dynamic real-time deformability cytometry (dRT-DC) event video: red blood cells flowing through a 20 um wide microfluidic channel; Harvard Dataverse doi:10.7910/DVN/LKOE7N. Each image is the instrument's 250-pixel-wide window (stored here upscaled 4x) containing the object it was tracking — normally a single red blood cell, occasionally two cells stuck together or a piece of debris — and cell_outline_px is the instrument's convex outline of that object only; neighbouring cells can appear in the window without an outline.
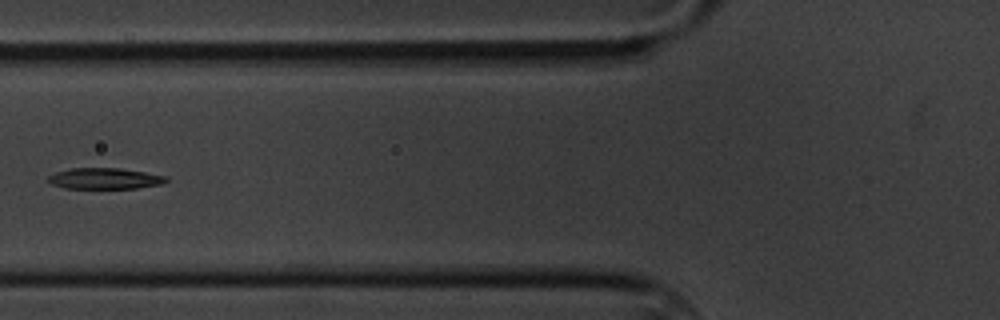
{"species": "common noctule bat (a hibernating species)", "species_latin": "Nyctalus noctula", "temperature_condition": "cold", "stored_images_in_passage": 15, "segment_of_instrument_passage": [1, 2], "camera_frame_rate_fps": 3000, "um_per_image_px": 0.085, "animal": {"sex": "male", "body_mass_g": 20.1, "forearm_length_mm": 53.5}, "frame": {"image": 1, "passage_image": 5, "time_ms": 5.667, "image_size_px": [1000, 320], "cell_outline_px": [[168, 180], [164, 184], [136, 188], [64, 188], [52, 184], [48, 180], [48, 176], [56, 172], [68, 168], [120, 168], [168, 176]], "centroid_in_image_um": [8.93, 15.17], "position_along_channel_um": 116.9, "area_um2": 14.51}}
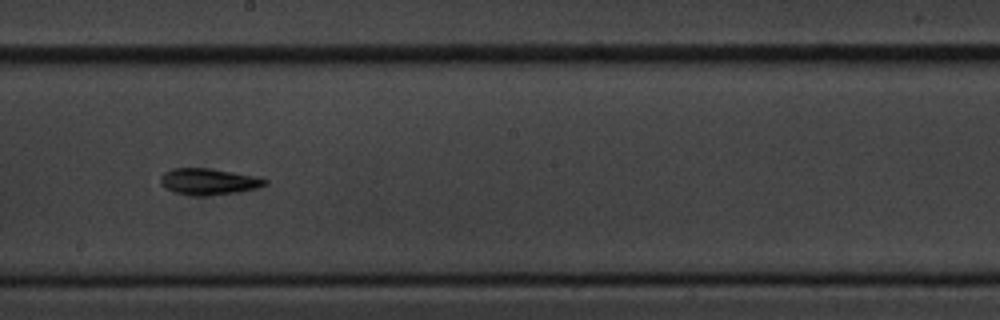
{"frame": {"image": 2, "passage_image": 8, "time_ms": 9.0, "image_size_px": [1000, 320], "cell_outline_px": [[268, 184], [256, 188], [240, 192], [204, 196], [192, 196], [176, 192], [164, 188], [160, 184], [160, 176], [164, 172], [172, 168], [208, 168], [256, 176], [268, 180]], "centroid_in_image_um": [17.71, 15.44], "position_along_channel_um": 230.5, "area_um2": 16.18}}
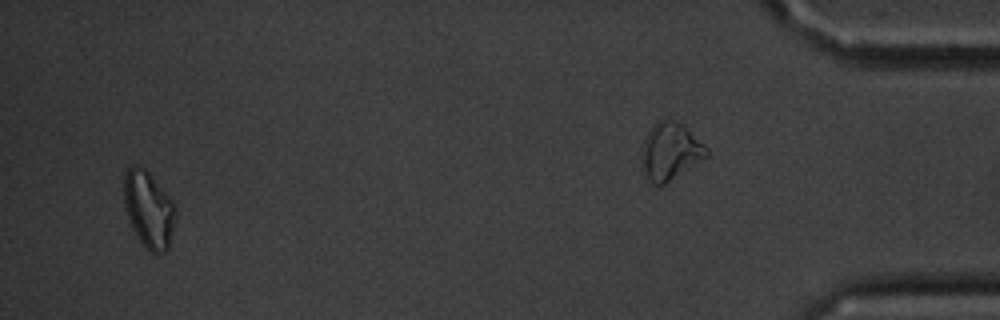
{"frame": {"image": 3, "passage_image": 14, "time_ms": 17.0, "image_size_px": [1000, 320], "cell_outline_px": [[176, 220], [168, 248], [164, 252], [152, 252], [140, 240], [128, 216], [124, 204], [124, 176], [128, 168], [132, 164], [144, 168], [148, 172], [176, 204]], "centroid_in_image_um": [12.67, 17.77], "position_along_channel_um": 422.5, "area_um2": 22.66}}